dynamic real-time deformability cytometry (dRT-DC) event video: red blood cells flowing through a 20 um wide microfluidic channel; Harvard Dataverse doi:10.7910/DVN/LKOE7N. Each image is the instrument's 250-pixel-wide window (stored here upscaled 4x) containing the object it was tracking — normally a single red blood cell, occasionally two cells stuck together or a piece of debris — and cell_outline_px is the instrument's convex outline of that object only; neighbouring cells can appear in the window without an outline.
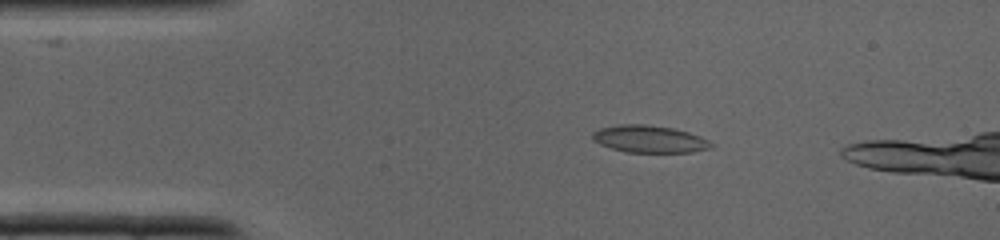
{"species": "common noctule bat (a hibernating species)", "species_latin": "Nyctalus noctula", "temperature_condition": "cold", "stored_images_in_passage": 33, "camera_frame_rate_fps": 3000, "um_per_image_px": 0.085, "animal": {"sex": "male", "body_mass_g": 19.0, "forearm_length_mm": 50.8}, "frame": {"image": 1, "passage_image": 6, "time_ms": 1.667, "image_size_px": [1000, 240], "cell_outline_px": [[712, 148], [692, 152], [624, 152], [600, 144], [592, 140], [592, 132], [600, 128], [620, 124], [644, 124], [676, 128], [700, 136], [708, 140], [712, 144]], "centroid_in_image_um": [55.19, 11.81], "position_along_channel_um": 29.8, "area_um2": 18.9}}
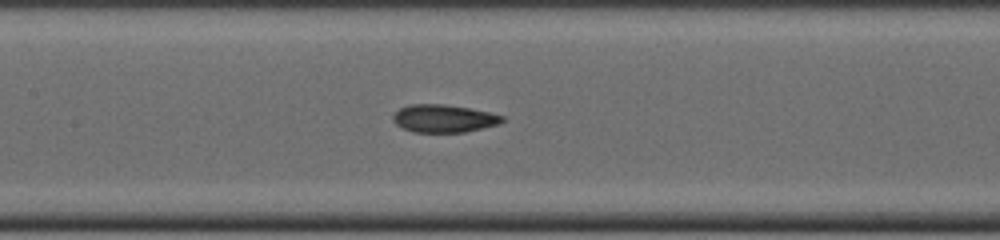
{"frame": {"image": 2, "passage_image": 16, "time_ms": 5.0, "image_size_px": [1000, 240], "cell_outline_px": [[504, 120], [500, 124], [464, 132], [412, 132], [400, 128], [392, 120], [392, 116], [400, 108], [408, 104], [444, 104], [468, 108], [488, 112], [504, 116]], "centroid_in_image_um": [37.68, 10.07], "position_along_channel_um": 169.7, "area_um2": 17.74}}
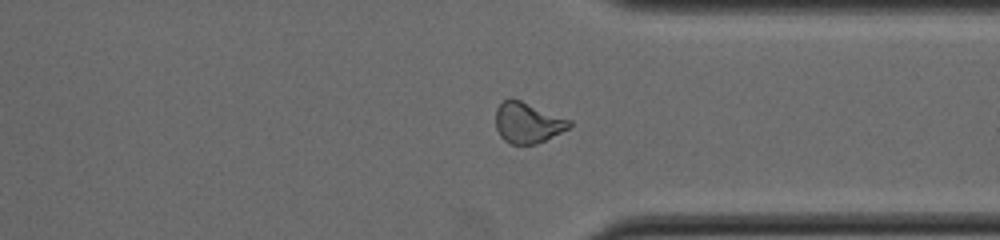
{"frame": {"image": 3, "passage_image": 27, "time_ms": 8.667, "image_size_px": [1000, 240], "cell_outline_px": [[572, 124], [568, 128], [536, 144], [512, 144], [504, 140], [500, 136], [496, 128], [496, 108], [508, 96], [512, 96], [572, 120]], "centroid_in_image_um": [44.83, 10.39], "position_along_channel_um": 366.6, "area_um2": 17.63}}